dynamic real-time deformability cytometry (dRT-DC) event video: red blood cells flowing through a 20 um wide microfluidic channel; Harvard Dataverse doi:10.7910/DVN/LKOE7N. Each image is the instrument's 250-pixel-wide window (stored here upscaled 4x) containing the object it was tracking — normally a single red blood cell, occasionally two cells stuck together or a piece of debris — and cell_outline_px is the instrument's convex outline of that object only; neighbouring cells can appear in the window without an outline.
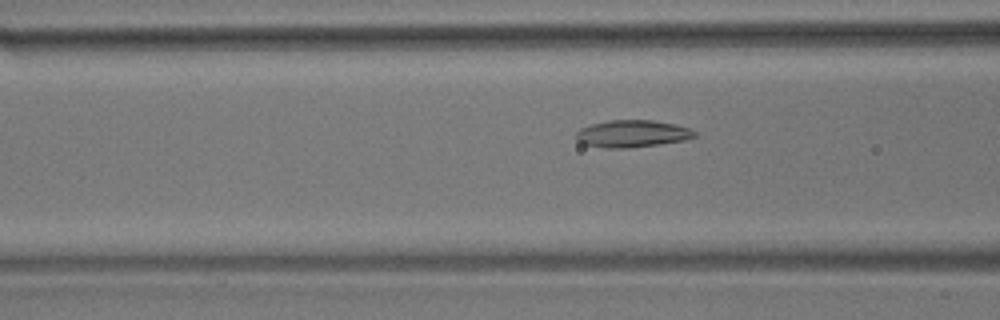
{"species": "common noctule bat (a hibernating species)", "species_latin": "Nyctalus noctula", "temperature_condition": "room temperature", "stored_images_in_passage": 47, "camera_frame_rate_fps": 3000, "um_per_image_px": 0.085, "animal": {"sex": "male", "body_mass_g": 17.9}, "frame": {"image": 1, "passage_image": 19, "time_ms": 6.0, "image_size_px": [1000, 320], "cell_outline_px": [[696, 136], [684, 140], [660, 144], [628, 148], [604, 148], [584, 144], [576, 136], [576, 132], [580, 128], [592, 124], [608, 120], [652, 120], [676, 124], [688, 128], [696, 132]], "centroid_in_image_um": [53.75, 11.36], "position_along_channel_um": 112.9, "area_um2": 18.67}}
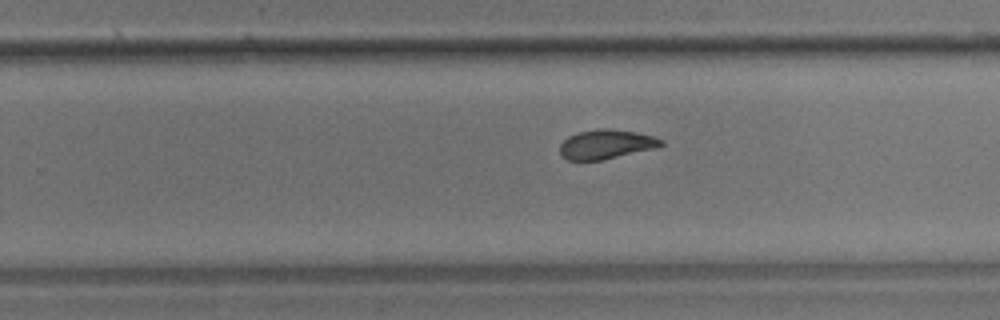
{"frame": {"image": 2, "passage_image": 33, "time_ms": 10.667, "image_size_px": [1000, 320], "cell_outline_px": [[664, 144], [652, 148], [600, 160], [568, 160], [560, 152], [560, 144], [568, 136], [576, 132], [600, 128], [608, 128], [636, 132], [652, 136], [664, 140]], "centroid_in_image_um": [51.48, 12.24], "position_along_channel_um": 278.3, "area_um2": 16.99}}
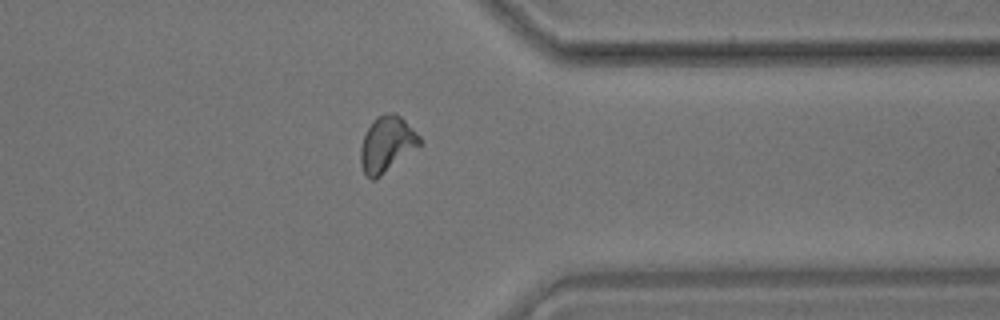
{"frame": {"image": 3, "passage_image": 42, "time_ms": 13.667, "image_size_px": [1000, 320], "cell_outline_px": [[420, 144], [376, 180], [372, 180], [364, 172], [360, 164], [360, 148], [364, 136], [372, 120], [376, 116], [384, 112], [396, 112], [420, 136]], "centroid_in_image_um": [32.84, 12.23], "position_along_channel_um": 378.6, "area_um2": 19.02}, "authors_computed_cell_mechanics": {"area_um2": 18.3226, "velocity_mm_per_s": 3.5555, "shape_relaxation_time_tau1_ms": 6.9821, "shape_relaxation_time_tau2_ms": 1.9701, "deformation_change_tau1": 0.1718, "deformation_change_tau2": 0.0784}}